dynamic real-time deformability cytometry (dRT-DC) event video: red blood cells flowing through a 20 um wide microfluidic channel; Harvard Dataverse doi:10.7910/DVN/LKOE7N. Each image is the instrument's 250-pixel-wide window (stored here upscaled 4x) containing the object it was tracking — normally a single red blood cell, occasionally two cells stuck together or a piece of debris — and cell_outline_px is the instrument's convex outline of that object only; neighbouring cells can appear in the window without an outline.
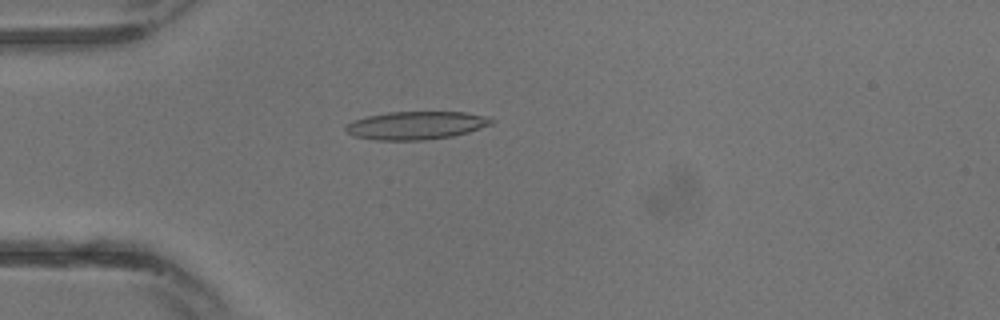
{"species": "common noctule bat (a hibernating species)", "species_latin": "Nyctalus noctula", "temperature_condition": "warm", "stored_images_in_passage": 16, "camera_frame_rate_fps": 3000, "um_per_image_px": 0.085, "animal": {"sex": "male", "body_mass_g": 13.3}, "frame": {"image": 1, "passage_image": 6, "time_ms": 1.667, "image_size_px": [1000, 320], "cell_outline_px": [[496, 120], [492, 124], [468, 132], [452, 136], [424, 140], [376, 140], [352, 136], [344, 128], [352, 120], [368, 116], [388, 112], [464, 112], [488, 116]], "centroid_in_image_um": [35.38, 10.65], "position_along_channel_um": 49.6, "area_um2": 23.87}}
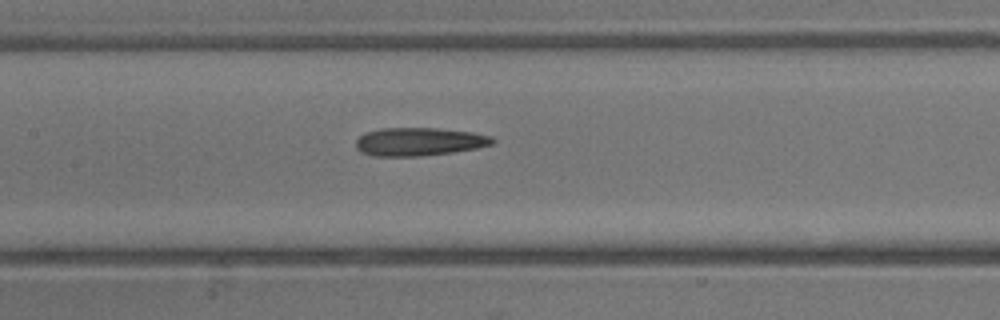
{"frame": {"image": 2, "passage_image": 12, "time_ms": 3.667, "image_size_px": [1000, 320], "cell_outline_px": [[496, 140], [492, 144], [476, 148], [452, 152], [420, 156], [372, 156], [360, 152], [356, 148], [356, 140], [360, 136], [368, 132], [380, 128], [436, 128], [472, 132], [492, 136]], "centroid_in_image_um": [35.62, 12.04], "position_along_channel_um": 171.8, "area_um2": 22.43}}
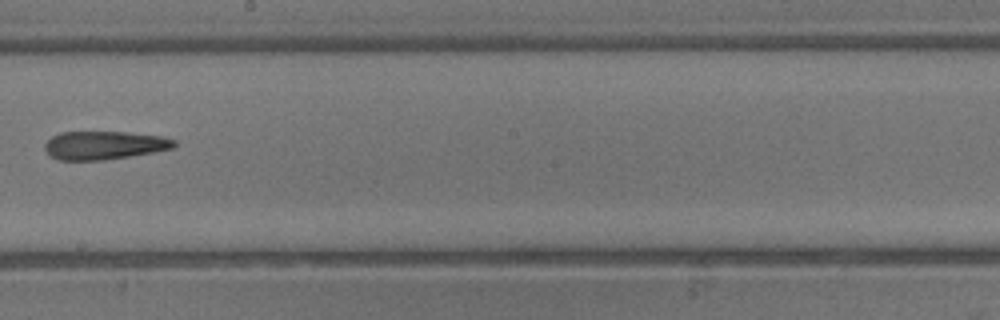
{"frame": {"image": 3, "passage_image": 15, "time_ms": 4.667, "image_size_px": [1000, 320], "cell_outline_px": [[176, 144], [172, 148], [156, 152], [104, 160], [56, 160], [48, 156], [44, 148], [44, 144], [52, 136], [60, 132], [128, 132], [164, 136], [176, 140]], "centroid_in_image_um": [8.85, 12.35], "position_along_channel_um": 239.4, "area_um2": 21.68}}